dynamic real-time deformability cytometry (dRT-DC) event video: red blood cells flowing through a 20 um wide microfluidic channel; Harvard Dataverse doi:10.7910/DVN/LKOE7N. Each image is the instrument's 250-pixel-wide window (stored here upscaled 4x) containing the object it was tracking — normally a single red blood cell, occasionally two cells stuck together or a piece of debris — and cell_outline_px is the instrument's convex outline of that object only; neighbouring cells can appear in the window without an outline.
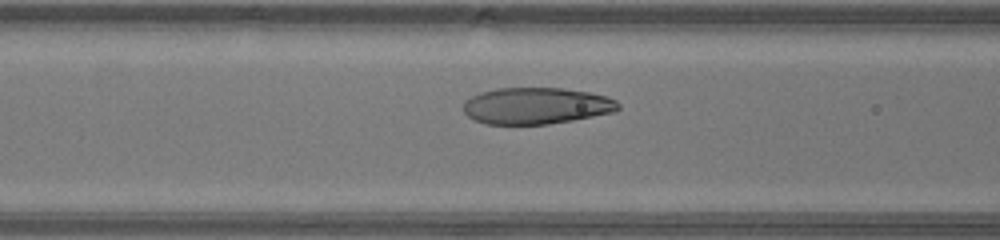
{"species": "human", "species_latin": "Homo sapiens", "temperature_condition": "warm", "stored_images_in_passage": 35, "camera_frame_rate_fps": 3000, "um_per_image_px": 0.085, "donor": {"sex": "male"}, "frame": {"image": 1, "passage_image": 13, "time_ms": 4.0, "image_size_px": [1000, 240], "cell_outline_px": [[620, 108], [616, 112], [572, 120], [548, 124], [484, 124], [468, 116], [464, 112], [464, 100], [480, 92], [496, 88], [564, 88], [588, 92], [608, 96], [616, 100], [620, 104]], "centroid_in_image_um": [45.61, 8.99], "position_along_channel_um": 121.0, "area_um2": 33.18}}
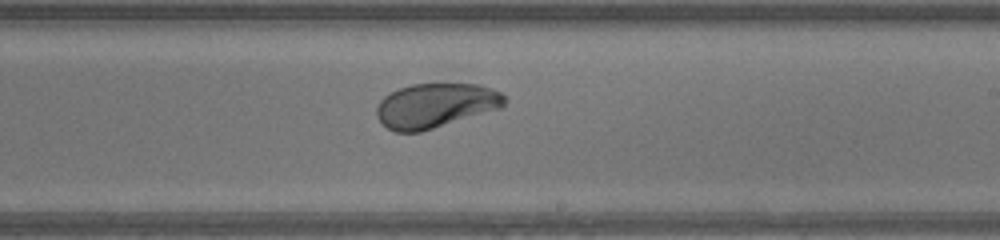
{"frame": {"image": 2, "passage_image": 22, "time_ms": 7.0, "image_size_px": [1000, 240], "cell_outline_px": [[508, 100], [500, 108], [420, 132], [396, 132], [388, 128], [376, 116], [376, 108], [380, 100], [384, 96], [400, 88], [412, 84], [476, 84], [492, 88], [500, 92]], "centroid_in_image_um": [37.01, 8.96], "position_along_channel_um": 252.0, "area_um2": 32.89}}
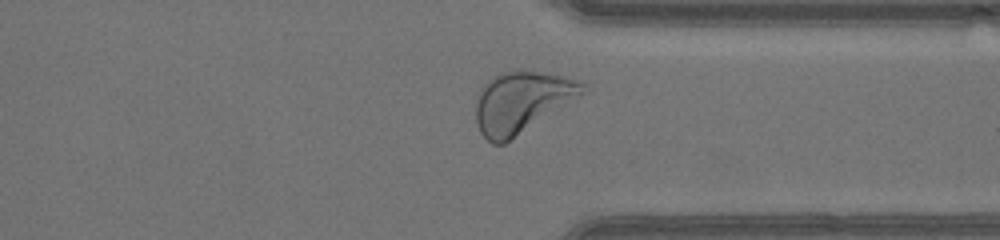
{"frame": {"image": 3, "passage_image": 30, "time_ms": 9.667, "image_size_px": [1000, 240], "cell_outline_px": [[592, 92], [504, 144], [492, 144], [480, 132], [476, 120], [476, 96], [480, 88], [488, 80], [500, 72], [536, 72], [564, 76], [584, 80], [592, 88]], "centroid_in_image_um": [44.48, 8.68], "position_along_channel_um": 366.9, "area_um2": 39.19}, "authors_computed_cell_mechanics": {"area_um2": 34.0442, "velocity_mm_per_s": 4.3642, "shape_relaxation_time_tau1_ms": 2.4922, "shape_relaxation_time_tau2_ms": 0.9746, "deformation_change_tau1": 0.1533, "deformation_change_tau2": 0.0699}}